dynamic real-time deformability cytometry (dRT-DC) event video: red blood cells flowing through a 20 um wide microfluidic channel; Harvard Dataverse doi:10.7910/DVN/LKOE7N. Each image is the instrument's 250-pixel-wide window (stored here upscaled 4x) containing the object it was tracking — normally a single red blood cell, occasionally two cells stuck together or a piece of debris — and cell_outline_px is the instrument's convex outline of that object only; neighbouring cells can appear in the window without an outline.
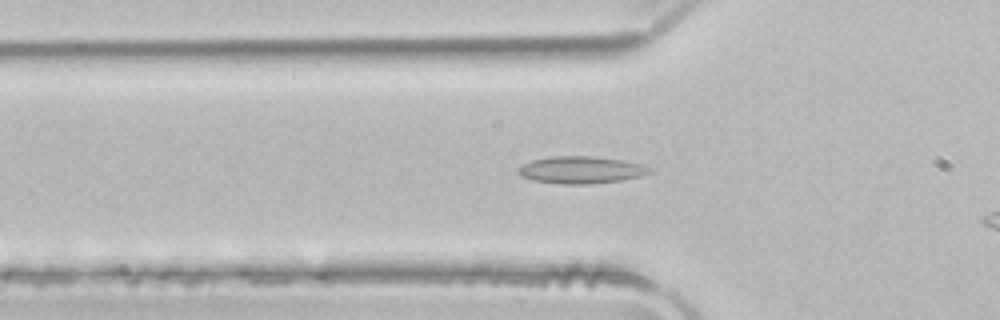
{"species": "common noctule bat (a hibernating species)", "species_latin": "Nyctalus noctula", "temperature_condition": "room temperature", "stored_images_in_passage": 44, "camera_frame_rate_fps": 3000, "um_per_image_px": 0.085, "animal": {"sex": "male", "body_mass_g": 21.5, "forearm_length_mm": 52.0}, "frame": {"image": 1, "passage_image": 17, "time_ms": 5.333, "image_size_px": [1000, 320], "cell_outline_px": [[652, 172], [640, 176], [620, 180], [588, 184], [564, 184], [532, 180], [520, 176], [520, 168], [524, 164], [532, 160], [552, 156], [592, 156], [620, 160], [640, 164], [648, 168]], "centroid_in_image_um": [49.36, 14.44], "position_along_channel_um": 76.4, "area_um2": 20.35}}
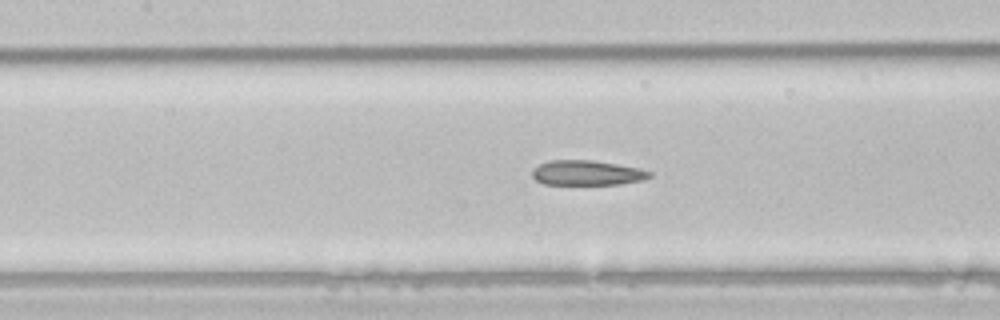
{"frame": {"image": 2, "passage_image": 23, "time_ms": 7.333, "image_size_px": [1000, 320], "cell_outline_px": [[652, 176], [644, 180], [620, 184], [544, 184], [536, 180], [532, 176], [532, 168], [548, 160], [592, 160], [640, 168], [652, 172]], "centroid_in_image_um": [49.9, 14.69], "position_along_channel_um": 157.5, "area_um2": 17.11}}
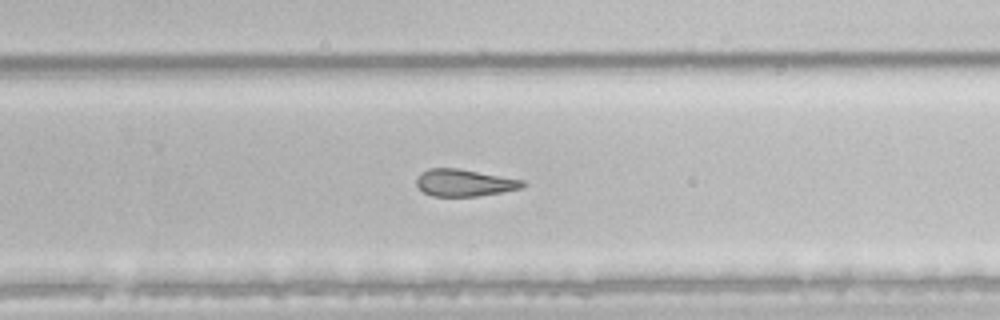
{"frame": {"image": 3, "passage_image": 33, "time_ms": 10.667, "image_size_px": [1000, 320], "cell_outline_px": [[528, 184], [524, 188], [476, 196], [432, 196], [424, 192], [416, 184], [416, 176], [420, 172], [428, 168], [460, 168], [524, 180]], "centroid_in_image_um": [39.48, 15.52], "position_along_channel_um": 290.3, "area_um2": 16.94}}